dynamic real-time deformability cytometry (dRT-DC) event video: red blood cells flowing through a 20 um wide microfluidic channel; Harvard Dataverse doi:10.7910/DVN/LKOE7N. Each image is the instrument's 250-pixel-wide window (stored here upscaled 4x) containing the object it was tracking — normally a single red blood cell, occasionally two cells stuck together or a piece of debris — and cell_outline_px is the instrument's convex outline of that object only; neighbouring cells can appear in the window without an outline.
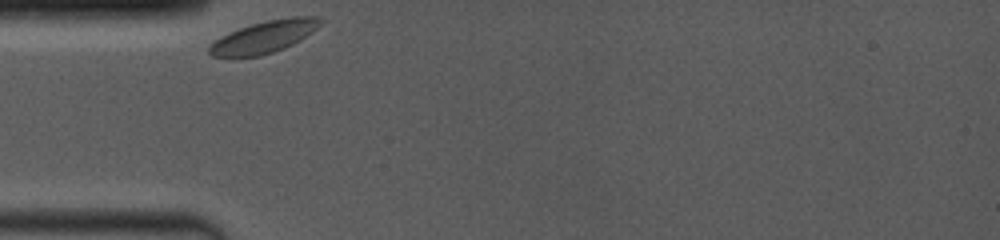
{"species": "common noctule bat (a hibernating species)", "species_latin": "Nyctalus noctula", "temperature_condition": "room temperature", "stored_images_in_passage": 22, "camera_frame_rate_fps": 4000, "um_per_image_px": 0.085, "animal": {"sex": "female", "body_mass_g": 19.0, "forearm_length_mm": 53.3}, "frame": {"image": 1, "passage_image": 1, "time_ms": 0.0, "image_size_px": [1000, 240], "cell_outline_px": [[324, 20], [312, 32], [300, 40], [284, 48], [260, 56], [212, 56], [208, 52], [208, 44], [240, 28], [252, 24], [268, 20], [292, 16], [320, 16]], "centroid_in_image_um": [22.5, 3.12], "position_along_channel_um": 62.5, "area_um2": 20.46}}
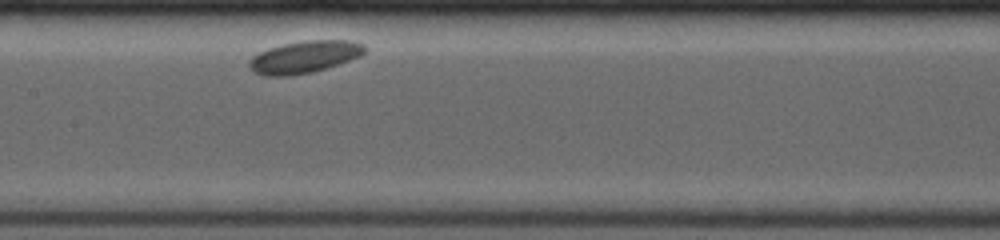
{"frame": {"image": 2, "passage_image": 13, "time_ms": 3.5, "image_size_px": [1000, 240], "cell_outline_px": [[368, 48], [360, 56], [312, 72], [292, 76], [268, 76], [256, 72], [248, 64], [248, 60], [252, 56], [268, 48], [284, 44], [304, 40], [348, 40], [364, 44]], "centroid_in_image_um": [25.87, 4.83], "position_along_channel_um": 181.5, "area_um2": 21.44}}
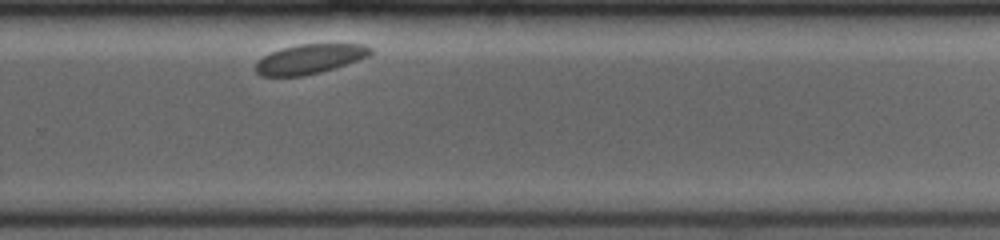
{"frame": {"image": 3, "passage_image": 22, "time_ms": 7.0, "image_size_px": [1000, 240], "cell_outline_px": [[372, 52], [368, 56], [320, 72], [304, 76], [260, 76], [256, 72], [256, 60], [280, 48], [300, 44], [364, 44], [372, 48]], "centroid_in_image_um": [26.28, 5.01], "position_along_channel_um": 303.5, "area_um2": 19.59}}